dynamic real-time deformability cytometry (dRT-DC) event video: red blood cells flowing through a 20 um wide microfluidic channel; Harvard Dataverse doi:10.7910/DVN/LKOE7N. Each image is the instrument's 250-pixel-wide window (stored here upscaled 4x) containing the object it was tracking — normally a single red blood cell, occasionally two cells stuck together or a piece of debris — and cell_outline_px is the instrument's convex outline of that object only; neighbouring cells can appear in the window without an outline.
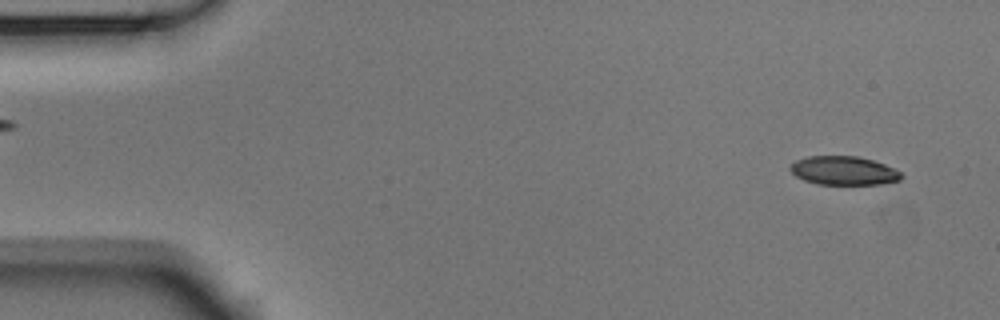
{"species": "Egyptian fruit bat (a non-hibernating species)", "species_latin": "Rousettus aegyptiacus", "temperature_condition": "room temperature", "stored_images_in_passage": 53, "camera_frame_rate_fps": 3000, "um_per_image_px": 0.085, "animal": {"sex": "male"}, "frame": {"image": 1, "passage_image": 3, "time_ms": 0.667, "image_size_px": [1000, 320], "cell_outline_px": [[904, 176], [900, 180], [880, 184], [816, 184], [804, 180], [796, 176], [788, 168], [796, 160], [808, 156], [856, 156], [872, 160], [884, 164], [900, 172]], "centroid_in_image_um": [71.7, 14.5], "position_along_channel_um": 13.3, "area_um2": 18.5}}
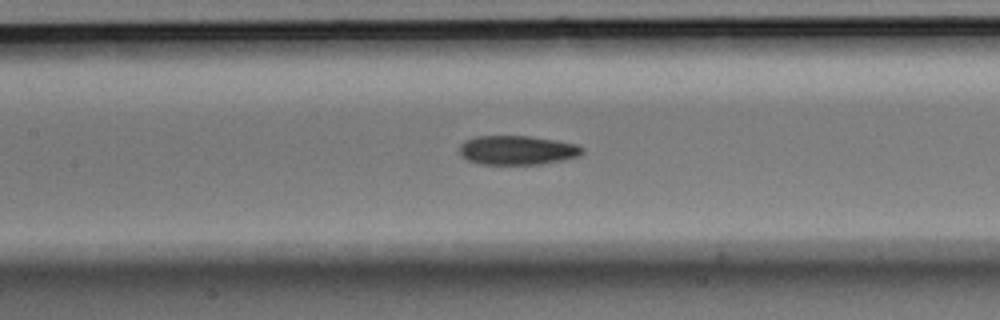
{"frame": {"image": 2, "passage_image": 24, "time_ms": 7.667, "image_size_px": [1000, 320], "cell_outline_px": [[584, 152], [580, 156], [540, 164], [480, 164], [468, 160], [460, 156], [460, 144], [464, 140], [476, 136], [528, 136], [556, 140], [576, 144], [584, 148]], "centroid_in_image_um": [43.95, 12.76], "position_along_channel_um": 163.4, "area_um2": 20.92}}
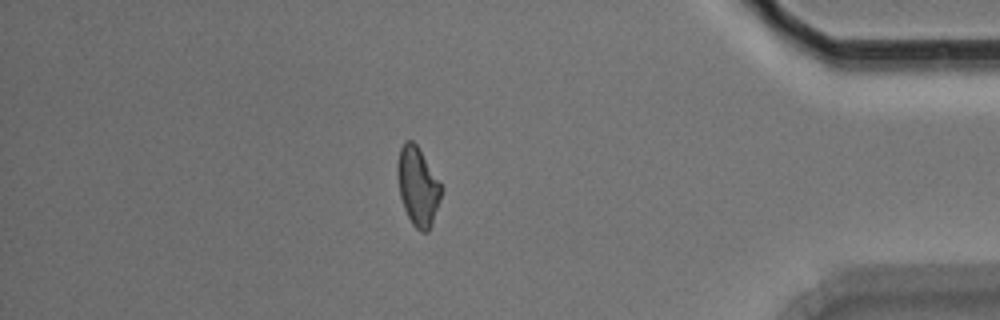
{"frame": {"image": 3, "passage_image": 46, "time_ms": 15.0, "image_size_px": [1000, 320], "cell_outline_px": [[444, 188], [432, 224], [428, 232], [420, 232], [412, 224], [404, 208], [400, 196], [396, 172], [396, 168], [400, 148], [404, 140], [412, 140], [416, 144]], "centroid_in_image_um": [35.51, 15.84], "position_along_channel_um": 399.7, "area_um2": 20.17}, "authors_computed_cell_mechanics": {"area_um2": 20.4612, "velocity_mm_per_s": 3.7284, "shape_relaxation_time_tau1_ms": 7.9329, "shape_relaxation_time_tau2_ms": 5.9534, "deformation_change_tau1": 0.1786, "deformation_change_tau2": 0.1408}}